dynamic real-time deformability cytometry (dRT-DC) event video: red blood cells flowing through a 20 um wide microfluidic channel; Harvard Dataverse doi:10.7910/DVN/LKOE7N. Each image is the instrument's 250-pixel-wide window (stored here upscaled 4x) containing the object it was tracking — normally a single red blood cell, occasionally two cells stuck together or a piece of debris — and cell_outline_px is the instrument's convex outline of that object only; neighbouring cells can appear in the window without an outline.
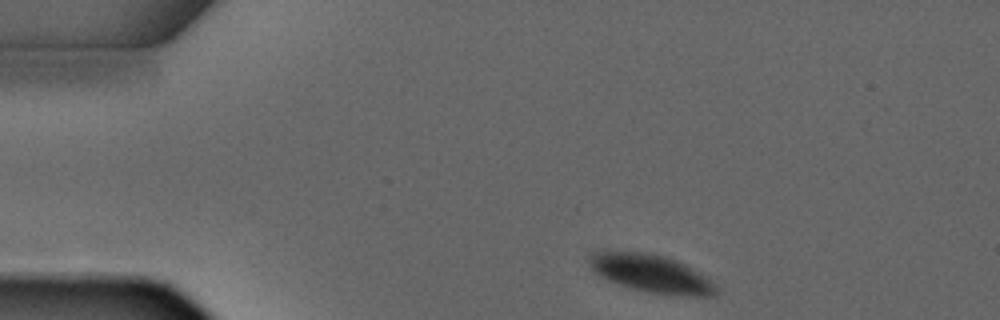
{"species": "common noctule bat (a hibernating species)", "species_latin": "Nyctalus noctula", "temperature_condition": "warm", "stored_images_in_passage": 3, "camera_frame_rate_fps": 3000, "um_per_image_px": 0.085, "animal": {"sex": "male", "forearm_length_mm": 52.5}, "frame": {"image": 1, "passage_image": 1, "time_ms": 0.0, "image_size_px": [1000, 320], "cell_outline_px": [[720, 292], [712, 296], [676, 296], [648, 292], [632, 288], [608, 280], [600, 276], [592, 268], [588, 260], [588, 252], [644, 252], [664, 256], [676, 260], [700, 272], [716, 284]], "centroid_in_image_um": [55.41, 23.27], "position_along_channel_um": 29.6, "area_um2": 28.03}}